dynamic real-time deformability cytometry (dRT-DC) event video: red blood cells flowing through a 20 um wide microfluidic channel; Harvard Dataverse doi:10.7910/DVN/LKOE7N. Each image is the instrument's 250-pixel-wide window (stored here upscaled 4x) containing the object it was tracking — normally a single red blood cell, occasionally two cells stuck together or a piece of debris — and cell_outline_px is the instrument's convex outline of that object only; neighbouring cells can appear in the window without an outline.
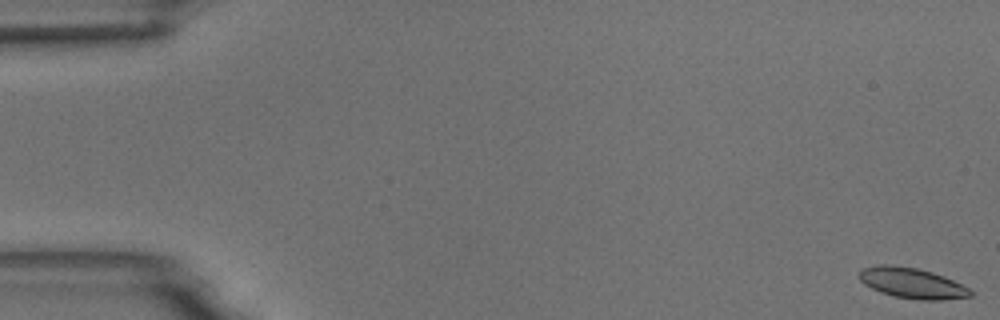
{"species": "common noctule bat (a hibernating species)", "species_latin": "Nyctalus noctula", "temperature_condition": "room temperature", "stored_images_in_passage": 8, "camera_frame_rate_fps": 3000, "um_per_image_px": 0.085, "animal": {"sex": "male", "body_mass_g": 18.8}, "frame": {"image": 1, "passage_image": 1, "time_ms": 0.0, "image_size_px": [1000, 320], "cell_outline_px": [[972, 296], [944, 300], [920, 300], [892, 296], [880, 292], [864, 284], [860, 280], [856, 272], [864, 268], [876, 264], [888, 264], [916, 268], [932, 272], [944, 276], [968, 288], [972, 292]], "centroid_in_image_um": [77.47, 24.06], "position_along_channel_um": 7.5, "area_um2": 19.88}}
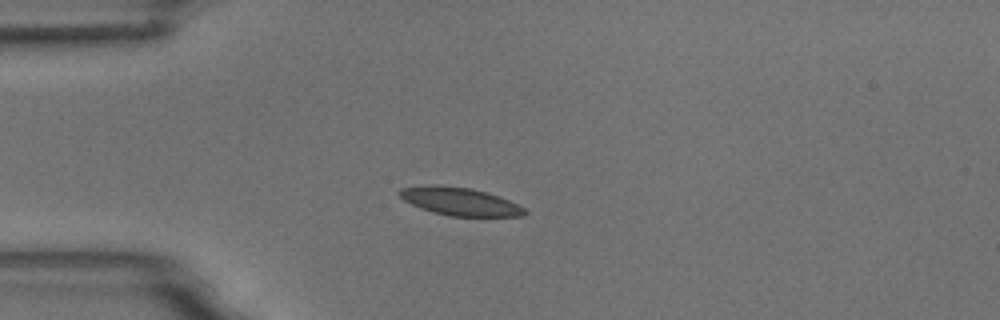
{"frame": {"image": 2, "passage_image": 5, "time_ms": 4.667, "image_size_px": [1000, 320], "cell_outline_px": [[528, 212], [524, 216], [448, 216], [432, 212], [420, 208], [404, 200], [396, 192], [400, 188], [432, 184], [440, 184], [472, 188], [500, 196], [524, 208]], "centroid_in_image_um": [39.05, 17.11], "position_along_channel_um": 45.9, "area_um2": 20.58}}